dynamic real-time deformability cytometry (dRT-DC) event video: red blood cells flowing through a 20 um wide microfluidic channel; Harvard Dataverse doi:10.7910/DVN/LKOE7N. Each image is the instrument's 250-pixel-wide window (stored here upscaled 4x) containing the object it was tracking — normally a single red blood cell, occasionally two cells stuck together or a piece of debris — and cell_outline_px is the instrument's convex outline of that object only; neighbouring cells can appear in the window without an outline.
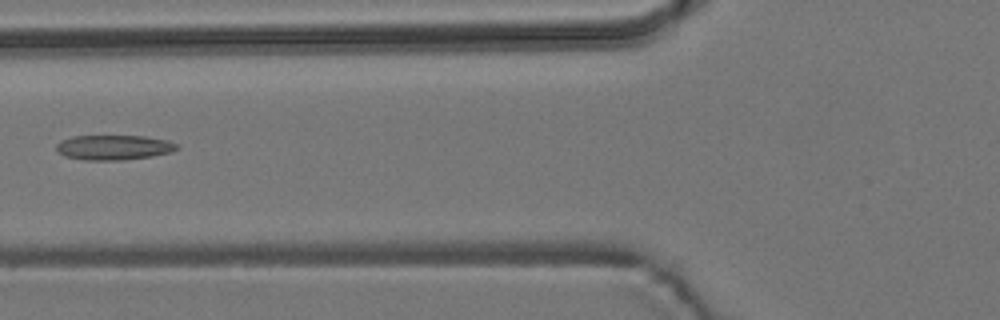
{"species": "common noctule bat (a hibernating species)", "species_latin": "Nyctalus noctula", "temperature_condition": "room temperature", "stored_images_in_passage": 5, "camera_frame_rate_fps": 3000, "um_per_image_px": 0.085, "animal": {"sex": "male", "body_mass_g": 19.2, "forearm_length_mm": 51.8}, "frame": {"image": 1, "passage_image": 5, "time_ms": 4.667, "image_size_px": [1000, 320], "cell_outline_px": [[180, 148], [172, 152], [152, 156], [124, 160], [84, 160], [64, 156], [56, 152], [56, 144], [60, 140], [72, 136], [144, 136], [168, 140], [180, 144]], "centroid_in_image_um": [9.68, 12.53], "position_along_channel_um": 116.1, "area_um2": 17.8}}